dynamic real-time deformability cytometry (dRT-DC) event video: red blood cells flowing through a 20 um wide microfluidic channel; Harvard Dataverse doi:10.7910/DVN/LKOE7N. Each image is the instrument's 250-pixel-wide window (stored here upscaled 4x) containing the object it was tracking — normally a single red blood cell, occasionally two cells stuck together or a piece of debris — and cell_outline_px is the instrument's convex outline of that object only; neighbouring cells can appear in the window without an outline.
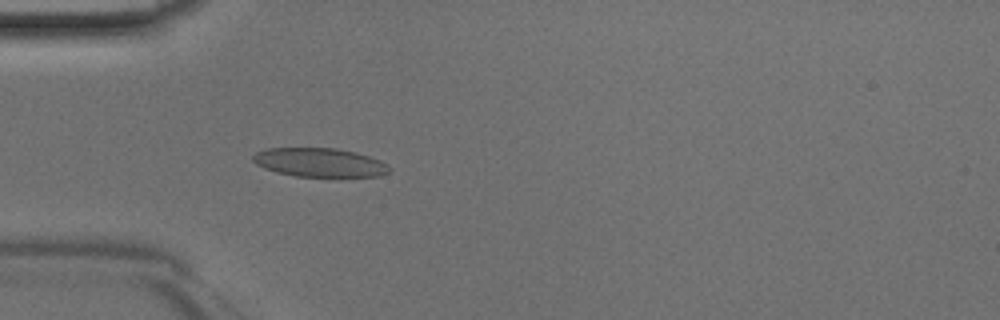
{"species": "Egyptian fruit bat (a non-hibernating species)", "species_latin": "Rousettus aegyptiacus", "temperature_condition": "room temperature", "stored_images_in_passage": 44, "camera_frame_rate_fps": 3000, "um_per_image_px": 0.085, "animal": {"sex": "male"}, "frame": {"image": 1, "passage_image": 12, "time_ms": 3.667, "image_size_px": [1000, 320], "cell_outline_px": [[392, 168], [388, 172], [380, 176], [296, 176], [276, 172], [264, 168], [256, 164], [252, 160], [252, 156], [256, 152], [268, 148], [336, 148], [356, 152], [380, 160], [388, 164]], "centroid_in_image_um": [27.17, 13.8], "position_along_channel_um": 57.8, "area_um2": 22.89}}
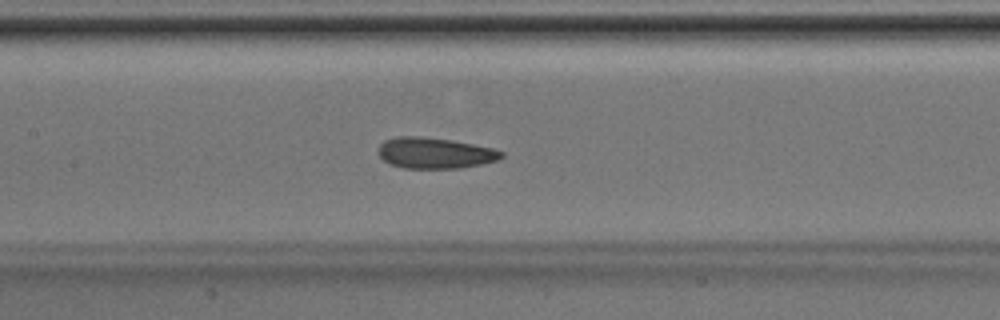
{"frame": {"image": 2, "passage_image": 20, "time_ms": 6.333, "image_size_px": [1000, 320], "cell_outline_px": [[504, 156], [500, 160], [460, 168], [404, 168], [388, 164], [380, 156], [380, 144], [384, 140], [396, 136], [420, 136], [452, 140], [492, 148], [504, 152]], "centroid_in_image_um": [36.97, 13.0], "position_along_channel_um": 170.4, "area_um2": 22.2}}
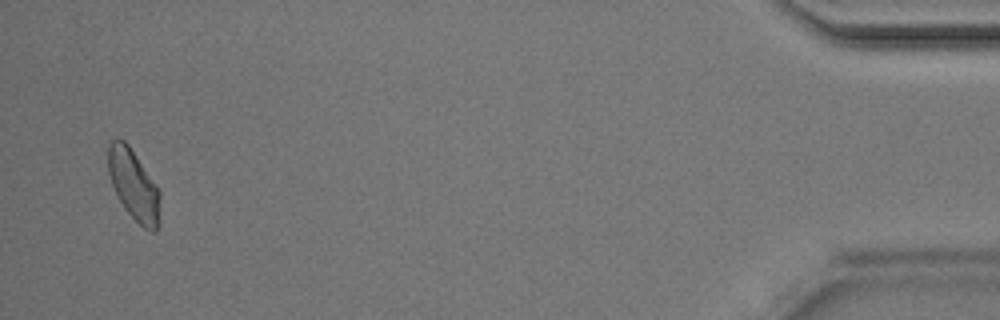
{"frame": {"image": 3, "passage_image": 43, "time_ms": 14.0, "image_size_px": [1000, 320], "cell_outline_px": [[160, 224], [156, 232], [152, 232], [144, 228], [124, 208], [112, 184], [108, 172], [108, 144], [112, 140], [124, 140], [128, 144], [156, 184], [160, 192]], "centroid_in_image_um": [11.39, 15.75], "position_along_channel_um": 423.8, "area_um2": 21.27}}